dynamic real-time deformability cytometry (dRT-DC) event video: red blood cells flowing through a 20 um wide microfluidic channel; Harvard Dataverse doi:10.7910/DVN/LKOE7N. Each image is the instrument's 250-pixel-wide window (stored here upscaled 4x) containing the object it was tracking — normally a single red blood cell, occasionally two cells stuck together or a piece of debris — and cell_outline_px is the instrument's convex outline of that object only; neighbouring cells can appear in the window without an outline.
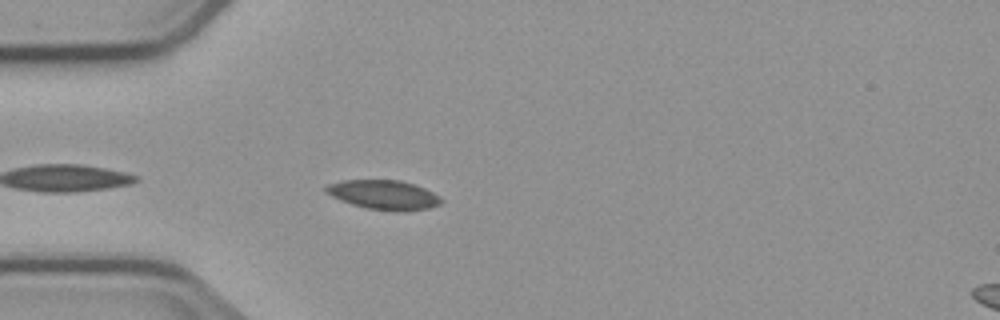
{"species": "common noctule bat (a hibernating species)", "species_latin": "Nyctalus noctula", "temperature_condition": "cold", "stored_images_in_passage": 2, "camera_frame_rate_fps": 3000, "um_per_image_px": 0.085, "animal": {"sex": "male", "body_mass_g": 23.1, "forearm_length_mm": 52.7}, "frame": {"image": 1, "passage_image": 2, "time_ms": 1.333, "image_size_px": [1000, 320], "cell_outline_px": [[444, 200], [440, 204], [428, 208], [400, 212], [396, 212], [364, 208], [340, 200], [324, 192], [324, 188], [328, 184], [344, 180], [400, 180], [424, 188], [440, 196]], "centroid_in_image_um": [32.61, 16.57], "position_along_channel_um": 52.4, "area_um2": 19.83}}